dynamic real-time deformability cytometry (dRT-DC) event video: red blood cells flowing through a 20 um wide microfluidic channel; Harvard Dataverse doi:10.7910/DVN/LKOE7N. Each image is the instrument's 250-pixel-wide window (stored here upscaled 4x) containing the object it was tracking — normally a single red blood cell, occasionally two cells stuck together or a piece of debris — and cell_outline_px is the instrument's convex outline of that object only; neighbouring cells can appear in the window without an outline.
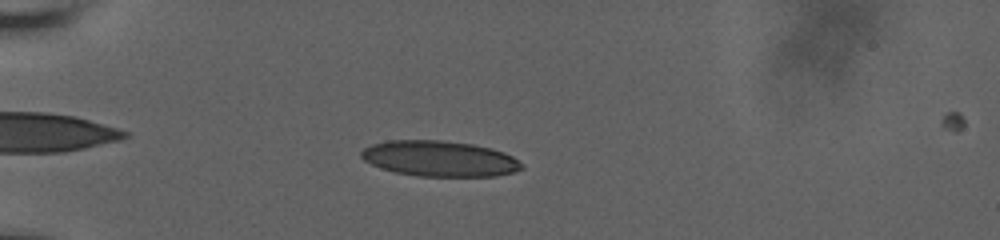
{"species": "human", "species_latin": "Homo sapiens", "temperature_condition": "room temperature", "stored_images_in_passage": 23, "camera_frame_rate_fps": 3000, "um_per_image_px": 0.085, "donor": {"sex": "male"}, "frame": {"image": 1, "passage_image": 12, "time_ms": 5.667, "image_size_px": [1000, 240], "cell_outline_px": [[524, 168], [512, 172], [496, 176], [420, 176], [396, 172], [380, 168], [364, 160], [360, 156], [360, 152], [364, 148], [372, 144], [388, 140], [440, 140], [472, 144], [492, 148], [504, 152], [512, 156], [524, 164]], "centroid_in_image_um": [37.37, 13.48], "position_along_channel_um": 47.6, "area_um2": 33.35}}
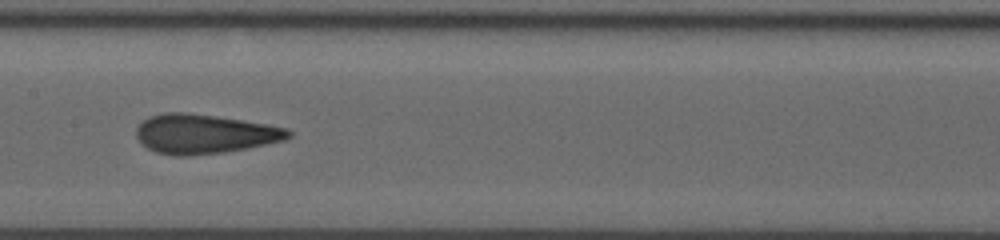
{"frame": {"image": 2, "passage_image": 16, "time_ms": 10.333, "image_size_px": [1000, 240], "cell_outline_px": [[292, 136], [284, 140], [248, 148], [220, 152], [188, 156], [176, 156], [156, 152], [140, 144], [136, 136], [136, 128], [148, 116], [164, 112], [184, 112], [216, 116], [288, 128], [292, 132]], "centroid_in_image_um": [17.33, 11.38], "position_along_channel_um": 190.1, "area_um2": 34.8}}
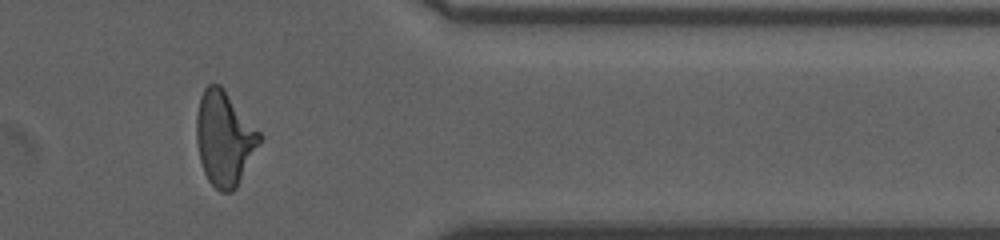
{"frame": {"image": 3, "passage_image": 21, "time_ms": 16.0, "image_size_px": [1000, 240], "cell_outline_px": [[260, 144], [236, 188], [232, 192], [220, 192], [208, 180], [204, 172], [200, 160], [196, 140], [196, 116], [200, 96], [204, 88], [208, 84], [220, 84], [224, 88], [260, 132]], "centroid_in_image_um": [19.05, 11.75], "position_along_channel_um": 392.3, "area_um2": 34.68}, "authors_computed_cell_mechanics": {"area_um2": 32.368, "velocity_mm_per_s": 3.7878, "shape_relaxation_time_tau1_ms": 5.0417, "shape_relaxation_time_tau2_ms": 1.1597, "deformation_change_tau1": 0.189, "deformation_change_tau2": 0.0938}}